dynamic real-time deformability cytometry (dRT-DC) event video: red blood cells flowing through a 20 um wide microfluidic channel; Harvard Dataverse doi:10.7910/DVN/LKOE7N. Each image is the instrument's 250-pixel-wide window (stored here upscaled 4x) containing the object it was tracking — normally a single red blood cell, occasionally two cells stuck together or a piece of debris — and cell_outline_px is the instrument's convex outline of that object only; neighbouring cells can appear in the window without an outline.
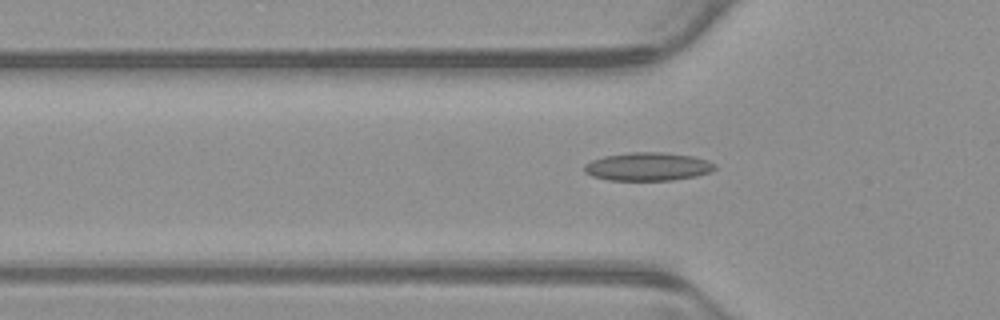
{"species": "common noctule bat (a hibernating species)", "species_latin": "Nyctalus noctula", "temperature_condition": "warm", "stored_images_in_passage": 47, "camera_frame_rate_fps": 3000, "um_per_image_px": 0.085, "animal": {"sex": "male", "body_mass_g": 23.1, "forearm_length_mm": 52.7}, "frame": {"image": 1, "passage_image": 17, "time_ms": 5.333, "image_size_px": [1000, 320], "cell_outline_px": [[716, 168], [708, 172], [696, 176], [672, 180], [608, 180], [592, 176], [584, 172], [584, 164], [592, 160], [604, 156], [628, 152], [660, 152], [692, 156], [708, 160], [716, 164]], "centroid_in_image_um": [55.04, 14.16], "position_along_channel_um": 70.8, "area_um2": 21.5}}
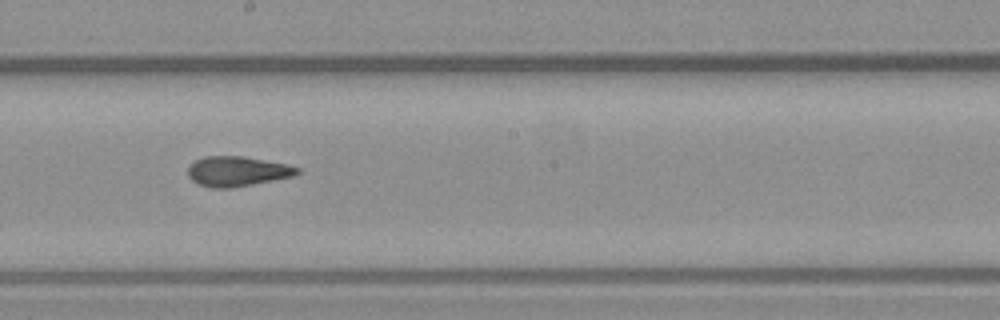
{"frame": {"image": 2, "passage_image": 29, "time_ms": 9.333, "image_size_px": [1000, 320], "cell_outline_px": [[300, 172], [292, 176], [232, 188], [212, 188], [200, 184], [192, 180], [188, 176], [188, 168], [196, 160], [204, 156], [244, 156], [284, 164], [300, 168]], "centroid_in_image_um": [20.14, 14.56], "position_along_channel_um": 228.1, "area_um2": 18.79}}
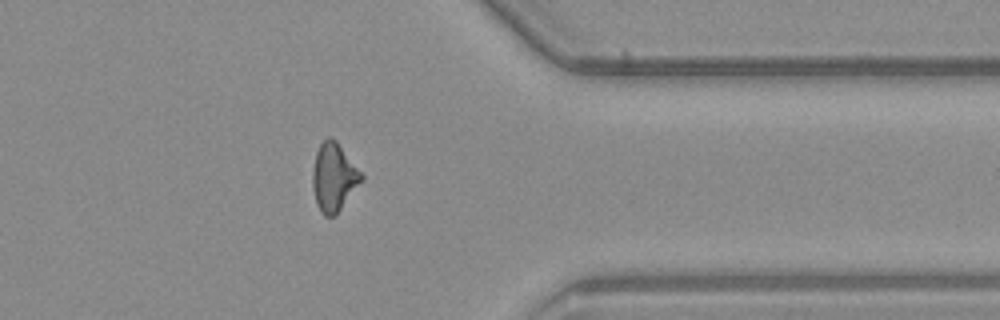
{"frame": {"image": 3, "passage_image": 42, "time_ms": 13.667, "image_size_px": [1000, 320], "cell_outline_px": [[364, 180], [336, 216], [324, 216], [320, 212], [316, 204], [312, 188], [312, 172], [316, 152], [320, 144], [328, 136], [332, 136], [336, 140], [364, 176]], "centroid_in_image_um": [28.37, 15.09], "position_along_channel_um": 383.0, "area_um2": 19.71}}